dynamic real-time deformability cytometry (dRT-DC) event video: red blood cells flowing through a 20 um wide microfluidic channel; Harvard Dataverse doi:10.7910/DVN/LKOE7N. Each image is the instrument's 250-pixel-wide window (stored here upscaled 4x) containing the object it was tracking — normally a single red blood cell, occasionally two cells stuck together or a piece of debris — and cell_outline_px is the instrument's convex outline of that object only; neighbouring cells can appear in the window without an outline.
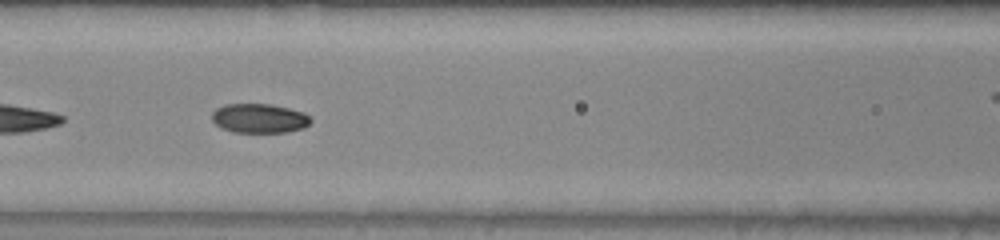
{"species": "common noctule bat (a hibernating species)", "species_latin": "Nyctalus noctula", "temperature_condition": "warm", "stored_images_in_passage": 12, "camera_frame_rate_fps": 3000, "um_per_image_px": 0.085, "animal": {"sex": "male", "body_mass_g": 20.0, "forearm_length_mm": 53.3}, "frame": {"image": 1, "passage_image": 9, "time_ms": 2.667, "image_size_px": [1000, 240], "cell_outline_px": [[312, 120], [304, 128], [288, 132], [232, 132], [220, 128], [212, 120], [212, 112], [216, 108], [224, 104], [272, 104], [304, 112]], "centroid_in_image_um": [22.02, 10.06], "position_along_channel_um": 144.6, "area_um2": 16.99}}